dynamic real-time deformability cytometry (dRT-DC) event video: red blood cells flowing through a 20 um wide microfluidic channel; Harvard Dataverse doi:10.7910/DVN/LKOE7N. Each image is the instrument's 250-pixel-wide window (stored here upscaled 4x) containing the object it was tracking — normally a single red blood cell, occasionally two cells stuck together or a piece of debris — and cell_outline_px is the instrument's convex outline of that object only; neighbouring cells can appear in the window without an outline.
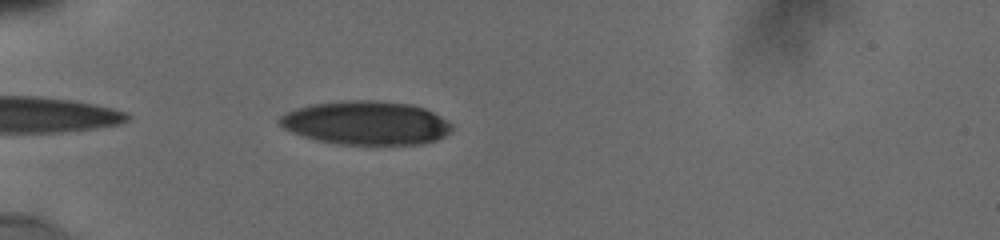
{"species": "human", "species_latin": "Homo sapiens", "temperature_condition": "cold", "stored_images_in_passage": 6, "camera_frame_rate_fps": 3000, "um_per_image_px": 0.085, "donor": {"sex": "male"}, "frame": {"image": 1, "passage_image": 3, "time_ms": 0.667, "image_size_px": [1000, 240], "cell_outline_px": [[452, 128], [444, 136], [436, 140], [424, 144], [340, 144], [320, 140], [304, 136], [292, 132], [284, 128], [276, 120], [280, 116], [296, 108], [312, 104], [344, 100], [380, 100], [412, 104], [424, 108], [440, 116], [452, 124]], "centroid_in_image_um": [31.13, 10.43], "position_along_channel_um": 53.9, "area_um2": 43.75}}